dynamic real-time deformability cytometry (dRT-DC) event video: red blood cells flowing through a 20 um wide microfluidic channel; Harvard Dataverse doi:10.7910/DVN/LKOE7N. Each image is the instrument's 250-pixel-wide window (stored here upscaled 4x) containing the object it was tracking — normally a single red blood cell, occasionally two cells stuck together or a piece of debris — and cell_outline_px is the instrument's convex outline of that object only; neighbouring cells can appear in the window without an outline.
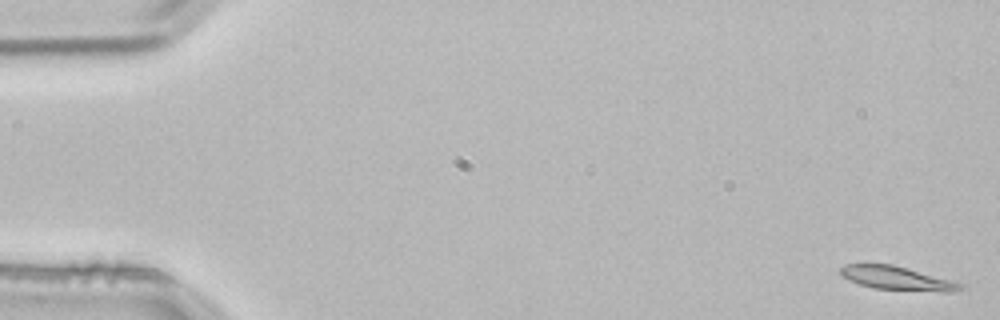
{"species": "common noctule bat (a hibernating species)", "species_latin": "Nyctalus noctula", "temperature_condition": "room temperature", "stored_images_in_passage": 5, "segment_of_instrument_passage": [2, 2], "camera_frame_rate_fps": 3000, "um_per_image_px": 0.085, "animal": {"sex": "male", "body_mass_g": 21.5, "forearm_length_mm": 52.0}, "frame": {"image": 1, "passage_image": 5, "time_ms": 1.333, "image_size_px": [1000, 320], "cell_outline_px": [[964, 288], [952, 292], [944, 292], [876, 288], [860, 284], [848, 280], [840, 276], [840, 268], [844, 264], [892, 264], [908, 268], [964, 284]], "centroid_in_image_um": [76.23, 23.64], "position_along_channel_um": 8.8, "area_um2": 16.42}}